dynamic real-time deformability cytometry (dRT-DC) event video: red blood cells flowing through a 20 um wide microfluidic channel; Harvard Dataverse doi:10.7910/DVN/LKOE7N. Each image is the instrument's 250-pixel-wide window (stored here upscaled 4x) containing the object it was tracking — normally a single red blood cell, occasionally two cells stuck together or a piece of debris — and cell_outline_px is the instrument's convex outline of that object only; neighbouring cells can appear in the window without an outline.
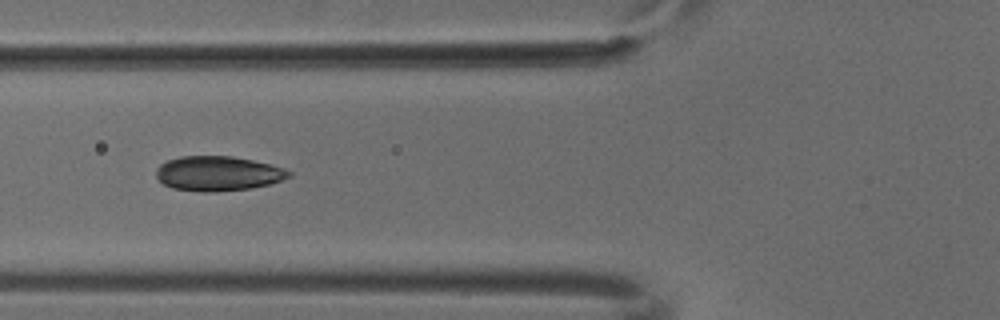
{"species": "common noctule bat (a hibernating species)", "species_latin": "Nyctalus noctula", "temperature_condition": "cold", "stored_images_in_passage": 5, "camera_frame_rate_fps": 3000, "um_per_image_px": 0.085, "animal": {"sex": "male", "body_mass_g": 18.8}, "frame": {"image": 1, "passage_image": 5, "time_ms": 1.333, "image_size_px": [1000, 320], "cell_outline_px": [[292, 176], [268, 184], [252, 188], [212, 192], [204, 192], [172, 188], [164, 184], [156, 176], [156, 168], [160, 164], [168, 160], [180, 156], [232, 156], [272, 164], [284, 168], [292, 172]], "centroid_in_image_um": [18.53, 14.74], "position_along_channel_um": 107.3, "area_um2": 26.88}}